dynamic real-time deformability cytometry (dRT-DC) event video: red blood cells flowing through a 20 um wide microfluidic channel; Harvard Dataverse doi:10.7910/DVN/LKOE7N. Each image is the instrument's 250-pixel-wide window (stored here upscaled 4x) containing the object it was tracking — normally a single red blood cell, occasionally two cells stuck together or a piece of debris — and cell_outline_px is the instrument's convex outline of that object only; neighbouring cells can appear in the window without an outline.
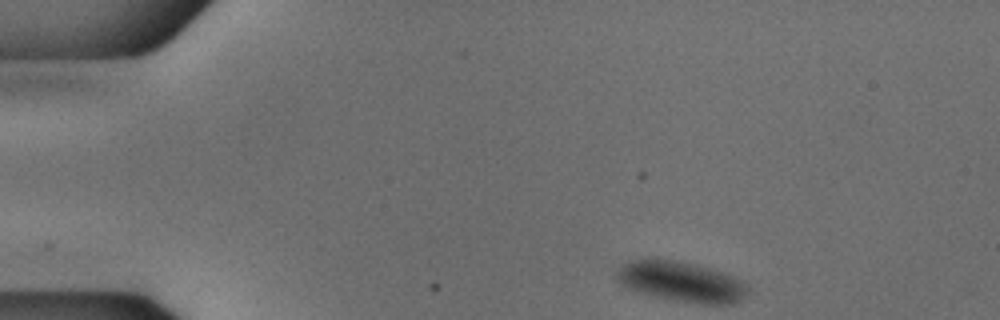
{"species": "common noctule bat (a hibernating species)", "species_latin": "Nyctalus noctula", "temperature_condition": "cold", "stored_images_in_passage": 47, "camera_frame_rate_fps": 3000, "um_per_image_px": 0.085, "animal": {"sex": "male", "body_mass_g": 18.8}, "frame": {"image": 1, "passage_image": 1, "time_ms": 0.0, "image_size_px": [1000, 320], "cell_outline_px": [[748, 292], [740, 300], [732, 304], [692, 304], [672, 300], [640, 292], [628, 288], [620, 284], [616, 280], [616, 268], [628, 260], [648, 256], [652, 256], [712, 268], [724, 272], [748, 284]], "centroid_in_image_um": [57.85, 23.91], "position_along_channel_um": 27.2, "area_um2": 31.56}}
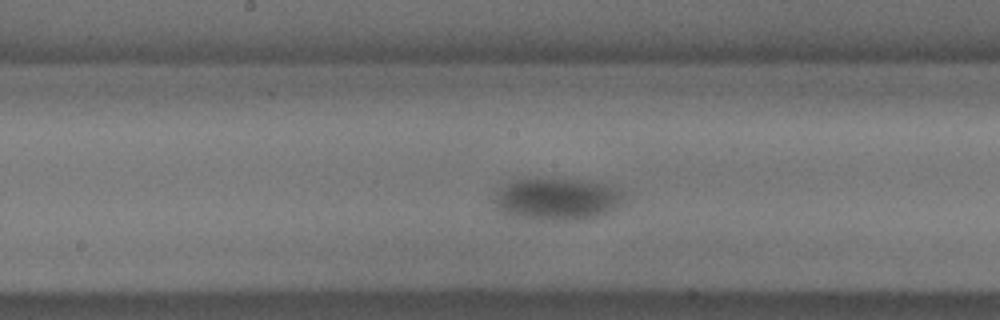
{"frame": {"image": 2, "passage_image": 21, "time_ms": 6.667, "image_size_px": [1000, 320], "cell_outline_px": [[628, 196], [616, 208], [600, 216], [584, 220], [532, 220], [508, 216], [492, 208], [492, 192], [516, 180], [588, 180], [620, 188]], "centroid_in_image_um": [47.32, 16.96], "position_along_channel_um": 200.9, "area_um2": 32.66}}
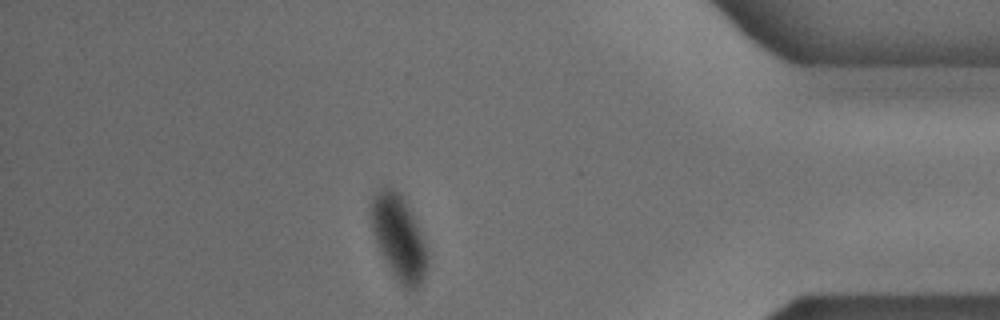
{"frame": {"image": 3, "passage_image": 40, "time_ms": 13.0, "image_size_px": [1000, 320], "cell_outline_px": [[428, 260], [424, 280], [420, 288], [416, 292], [408, 292], [400, 284], [392, 272], [380, 252], [376, 244], [372, 232], [368, 212], [372, 196], [380, 188], [392, 188], [400, 192], [404, 196], [420, 232], [428, 256]], "centroid_in_image_um": [33.87, 20.22], "position_along_channel_um": 401.3, "area_um2": 28.44}}